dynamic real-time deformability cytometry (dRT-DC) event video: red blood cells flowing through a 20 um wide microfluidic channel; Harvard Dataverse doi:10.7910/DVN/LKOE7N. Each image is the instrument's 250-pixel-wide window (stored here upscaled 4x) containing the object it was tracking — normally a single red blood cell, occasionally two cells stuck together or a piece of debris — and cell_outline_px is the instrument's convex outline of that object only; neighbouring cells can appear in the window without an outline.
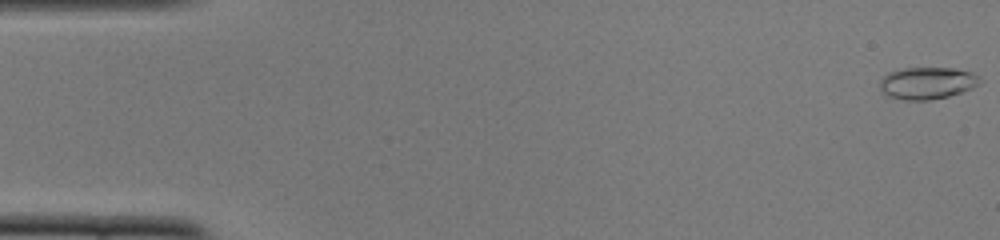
{"species": "common noctule bat (a hibernating species)", "species_latin": "Nyctalus noctula", "temperature_condition": "cold", "stored_images_in_passage": 52, "camera_frame_rate_fps": 3000, "um_per_image_px": 0.085, "animal": {"sex": "female", "body_mass_g": 22.0, "forearm_length_mm": 56.7}, "frame": {"image": 1, "passage_image": 1, "time_ms": 0.0, "image_size_px": [1000, 240], "cell_outline_px": [[984, 80], [980, 84], [972, 88], [948, 96], [928, 100], [904, 100], [888, 96], [880, 92], [880, 80], [888, 72], [904, 68], [956, 68], [972, 72], [980, 76]], "centroid_in_image_um": [78.83, 7.05], "position_along_channel_um": 6.2, "area_um2": 18.9}}
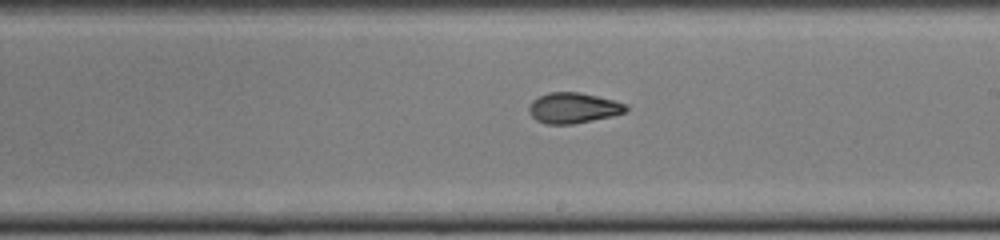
{"frame": {"image": 2, "passage_image": 30, "time_ms": 9.667, "image_size_px": [1000, 240], "cell_outline_px": [[628, 112], [612, 116], [572, 124], [544, 124], [536, 120], [528, 112], [528, 108], [532, 100], [548, 92], [576, 92], [596, 96], [628, 104]], "centroid_in_image_um": [48.72, 9.18], "position_along_channel_um": 240.3, "area_um2": 17.28}}
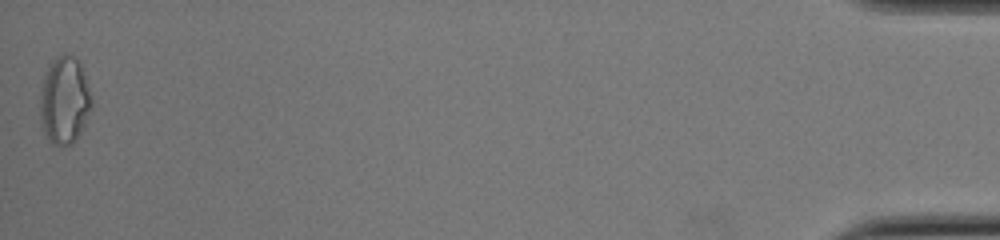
{"frame": {"image": 3, "passage_image": 52, "time_ms": 17.0, "image_size_px": [1000, 240], "cell_outline_px": [[92, 108], [76, 140], [72, 144], [60, 148], [52, 144], [44, 132], [40, 120], [40, 92], [44, 76], [48, 64], [56, 56], [64, 52], [72, 56], [80, 64], [92, 96]], "centroid_in_image_um": [5.47, 8.55], "position_along_channel_um": 429.7, "area_um2": 26.59}, "authors_computed_cell_mechanics": {"area_um2": 17.6579, "velocity_mm_per_s": 3.8789, "shape_relaxation_time_tau1_ms": 5.7297, "shape_relaxation_time_tau2_ms": 1.7958, "deformation_change_tau1": 0.1973, "deformation_change_tau2": 0.0748}}